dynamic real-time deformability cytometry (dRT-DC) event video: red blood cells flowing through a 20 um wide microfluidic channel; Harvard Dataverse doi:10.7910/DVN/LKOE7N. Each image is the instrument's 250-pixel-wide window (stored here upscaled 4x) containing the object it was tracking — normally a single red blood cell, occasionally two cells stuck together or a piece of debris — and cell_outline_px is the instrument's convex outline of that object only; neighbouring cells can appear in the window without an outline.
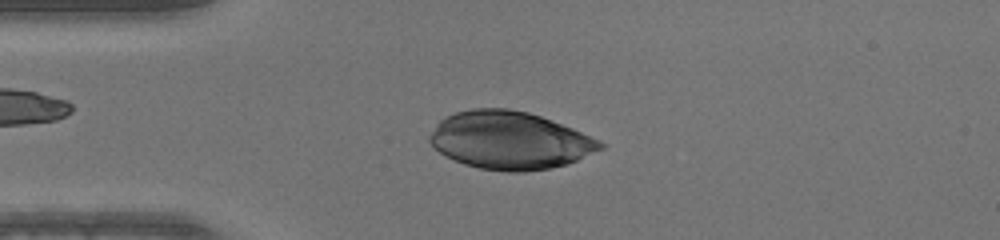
{"species": "human", "species_latin": "Homo sapiens", "temperature_condition": "warm", "stored_images_in_passage": 38, "camera_frame_rate_fps": 3000, "um_per_image_px": 0.085, "donor": {"sex": "male"}, "frame": {"image": 1, "passage_image": 10, "time_ms": 3.0, "image_size_px": [1000, 240], "cell_outline_px": [[604, 148], [568, 164], [548, 168], [524, 172], [508, 172], [480, 168], [464, 164], [444, 156], [428, 140], [428, 136], [436, 124], [440, 120], [456, 112], [472, 108], [508, 108], [528, 112], [552, 120], [572, 128], [600, 140], [604, 144]], "centroid_in_image_um": [43.32, 11.93], "position_along_channel_um": 41.7, "area_um2": 57.34}}
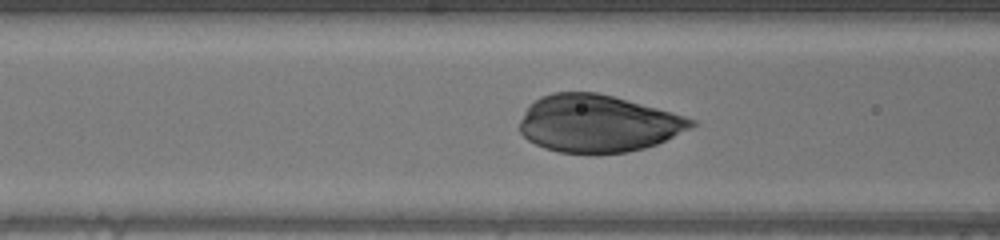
{"frame": {"image": 2, "passage_image": 17, "time_ms": 5.333, "image_size_px": [1000, 240], "cell_outline_px": [[696, 124], [692, 128], [656, 144], [644, 148], [628, 152], [596, 156], [560, 152], [544, 148], [528, 140], [520, 132], [520, 120], [528, 104], [540, 96], [552, 92], [596, 92], [612, 96], [672, 112], [696, 120]], "centroid_in_image_um": [50.79, 10.52], "position_along_channel_um": 115.8, "area_um2": 57.92}}
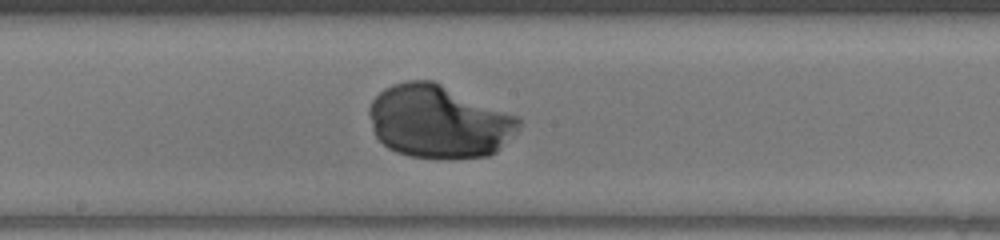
{"frame": {"image": 3, "passage_image": 24, "time_ms": 7.667, "image_size_px": [1000, 240], "cell_outline_px": [[520, 128], [496, 152], [488, 156], [408, 156], [396, 152], [388, 148], [376, 136], [372, 128], [368, 112], [368, 108], [372, 100], [384, 88], [392, 84], [408, 80], [432, 80], [520, 116]], "centroid_in_image_um": [37.29, 10.29], "position_along_channel_um": 210.9, "area_um2": 63.18}}